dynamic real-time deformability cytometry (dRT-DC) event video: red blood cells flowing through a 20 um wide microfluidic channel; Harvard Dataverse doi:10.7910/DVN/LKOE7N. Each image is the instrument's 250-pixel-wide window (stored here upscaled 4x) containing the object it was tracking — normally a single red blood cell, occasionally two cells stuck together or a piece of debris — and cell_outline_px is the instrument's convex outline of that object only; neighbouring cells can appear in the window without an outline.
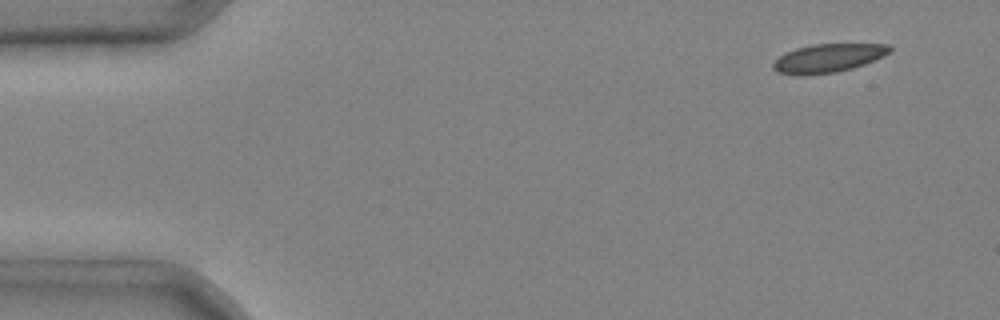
{"species": "common noctule bat (a hibernating species)", "species_latin": "Nyctalus noctula", "temperature_condition": "cold", "stored_images_in_passage": 3, "camera_frame_rate_fps": 3000, "um_per_image_px": 0.085, "animal": {"sex": "male", "body_mass_g": 20.4}, "frame": {"image": 1, "passage_image": 1, "time_ms": 0.0, "image_size_px": [1000, 320], "cell_outline_px": [[892, 52], [884, 56], [864, 64], [852, 68], [836, 72], [804, 76], [800, 76], [776, 72], [772, 68], [772, 64], [780, 56], [796, 48], [812, 44], [888, 44], [892, 48]], "centroid_in_image_um": [70.39, 4.95], "position_along_channel_um": 14.6, "area_um2": 19.48}}